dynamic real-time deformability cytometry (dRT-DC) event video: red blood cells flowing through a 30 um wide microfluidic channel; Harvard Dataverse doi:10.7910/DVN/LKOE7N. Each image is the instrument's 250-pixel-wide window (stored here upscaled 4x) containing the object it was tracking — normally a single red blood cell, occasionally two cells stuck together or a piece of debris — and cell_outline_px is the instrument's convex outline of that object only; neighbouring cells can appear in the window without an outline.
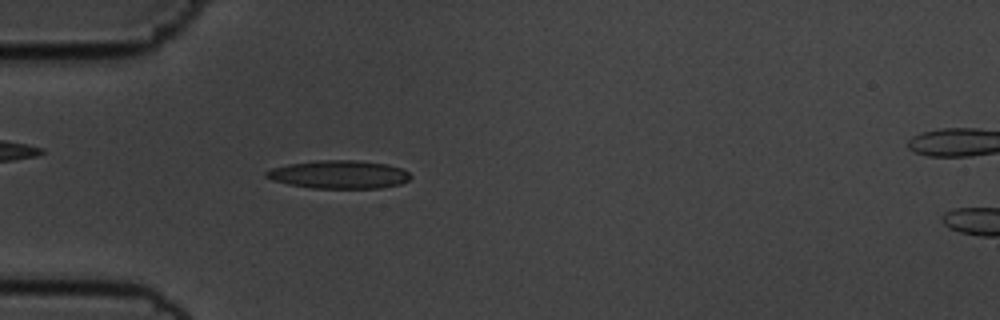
{"species": "common noctule bat (a hibernating species)", "species_latin": "Nyctalus noctula", "temperature_condition": "cold", "stored_images_in_passage": 55, "camera_frame_rate_fps": 3000, "um_per_image_px": 0.085, "animal": {"sex": "male", "body_mass_g": 19.5, "forearm_length_mm": 54.6}, "frame": {"image": 1, "passage_image": 16, "time_ms": 5.0, "image_size_px": [1000, 320], "cell_outline_px": [[412, 176], [408, 180], [400, 184], [380, 188], [312, 188], [288, 184], [272, 180], [264, 176], [264, 172], [272, 168], [288, 164], [316, 160], [360, 160], [388, 164], [404, 168]], "centroid_in_image_um": [28.83, 14.82], "position_along_channel_um": 56.2, "area_um2": 23.93}}
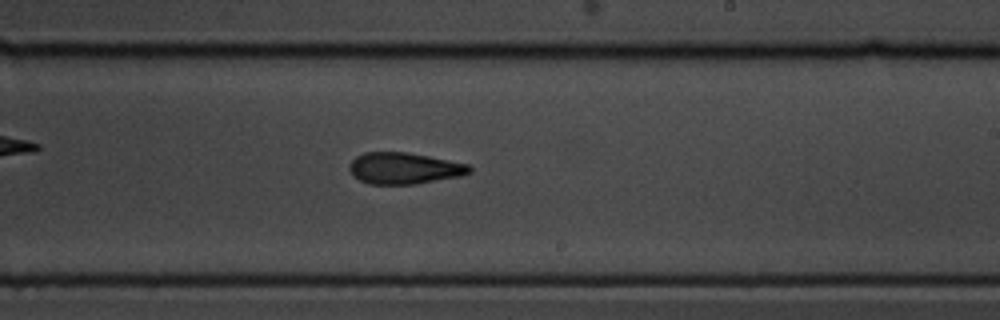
{"frame": {"image": 2, "passage_image": 33, "time_ms": 10.667, "image_size_px": [1000, 320], "cell_outline_px": [[472, 172], [460, 176], [416, 184], [368, 184], [352, 176], [348, 168], [348, 164], [356, 156], [364, 152], [404, 152], [428, 156], [468, 164], [472, 168]], "centroid_in_image_um": [34.32, 14.31], "position_along_channel_um": 254.7, "area_um2": 22.08}}
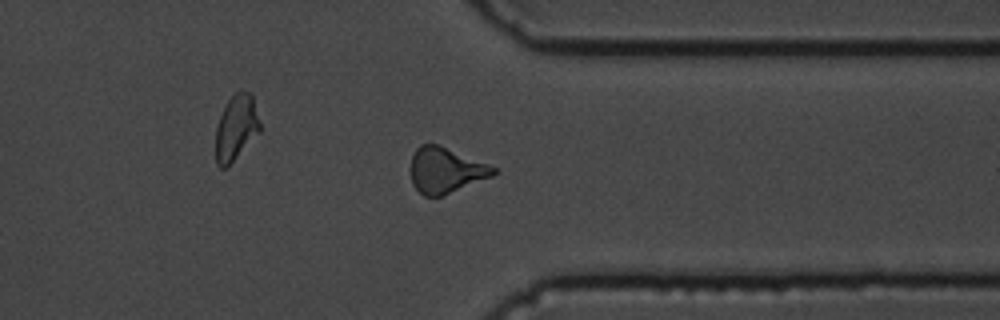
{"frame": {"image": 3, "passage_image": 43, "time_ms": 14.0, "image_size_px": [1000, 320], "cell_outline_px": [[496, 172], [492, 176], [440, 196], [424, 196], [412, 184], [412, 156], [416, 148], [420, 144], [436, 144], [496, 168]], "centroid_in_image_um": [37.84, 14.48], "position_along_channel_um": 373.6, "area_um2": 21.15}, "authors_computed_cell_mechanics": {"area_um2": 21.675, "velocity_mm_per_s": 3.6258, "shape_relaxation_time_tau1_ms": 4.775, "shape_relaxation_time_tau2_ms": 3.9262, "deformation_change_tau1": 0.1688, "deformation_change_tau2": 0.1389}}